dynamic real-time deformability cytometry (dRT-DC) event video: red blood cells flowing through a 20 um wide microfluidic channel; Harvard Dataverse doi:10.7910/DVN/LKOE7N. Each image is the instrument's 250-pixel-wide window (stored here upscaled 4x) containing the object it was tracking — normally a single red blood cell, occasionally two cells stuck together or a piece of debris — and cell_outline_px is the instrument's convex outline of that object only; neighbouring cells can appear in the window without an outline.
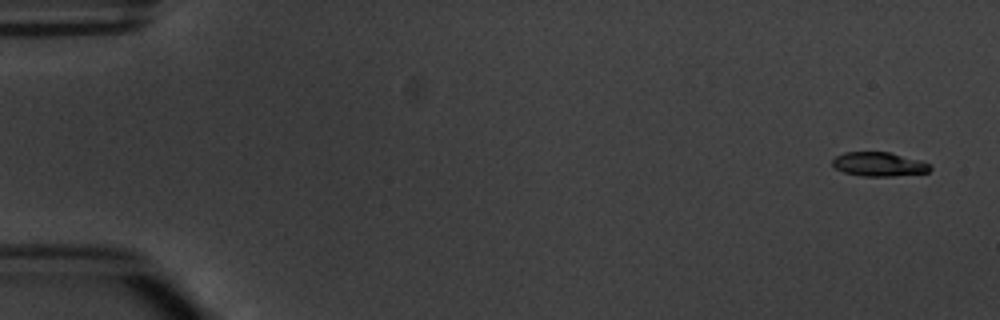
{"species": "common noctule bat (a hibernating species)", "species_latin": "Nyctalus noctula", "temperature_condition": "warm", "stored_images_in_passage": 5, "camera_frame_rate_fps": 3000, "um_per_image_px": 0.085, "animal": {"sex": "male", "body_mass_g": 20.1, "forearm_length_mm": 53.5}, "frame": {"image": 1, "passage_image": 1, "time_ms": 0.0, "image_size_px": [1000, 320], "cell_outline_px": [[932, 168], [928, 172], [892, 176], [864, 176], [844, 172], [836, 168], [832, 164], [832, 160], [836, 156], [844, 152], [888, 152], [920, 160], [928, 164]], "centroid_in_image_um": [74.69, 13.95], "position_along_channel_um": 10.3, "area_um2": 13.53}}
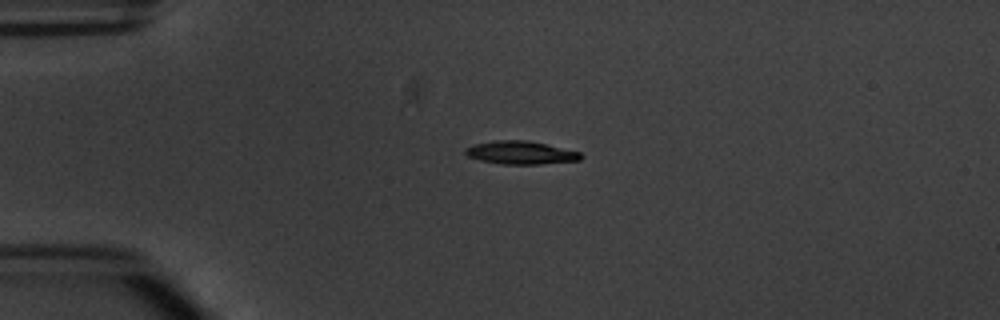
{"frame": {"image": 2, "passage_image": 4, "time_ms": 3.667, "image_size_px": [1000, 320], "cell_outline_px": [[584, 156], [580, 160], [540, 164], [500, 164], [480, 160], [468, 156], [464, 152], [464, 148], [472, 144], [496, 140], [528, 140], [580, 152]], "centroid_in_image_um": [44.23, 12.97], "position_along_channel_um": 40.8, "area_um2": 15.61}}